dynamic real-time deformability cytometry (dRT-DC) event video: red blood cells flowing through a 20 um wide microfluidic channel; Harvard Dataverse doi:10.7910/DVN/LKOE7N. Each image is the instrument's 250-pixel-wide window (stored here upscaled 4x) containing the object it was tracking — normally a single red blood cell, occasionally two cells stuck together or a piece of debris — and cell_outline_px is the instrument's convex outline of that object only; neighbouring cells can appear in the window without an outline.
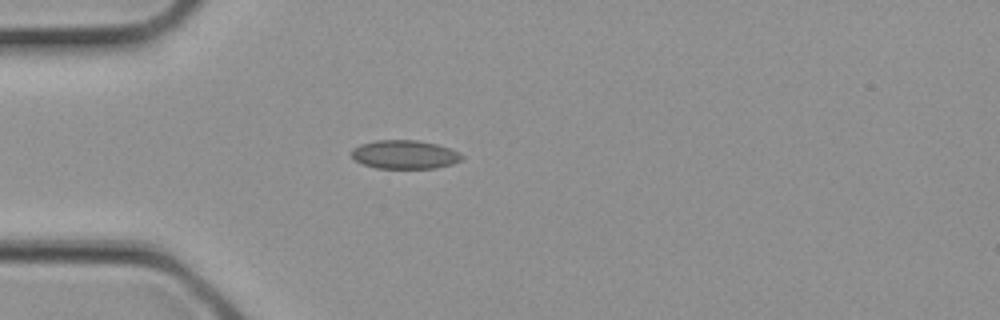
{"species": "common noctule bat (a hibernating species)", "species_latin": "Nyctalus noctula", "temperature_condition": "cold", "stored_images_in_passage": 1, "camera_frame_rate_fps": 3000, "um_per_image_px": 0.085, "animal": {"sex": "female", "body_mass_g": 21.9}, "frame": {"image": 1, "passage_image": 1, "time_ms": 0.0, "image_size_px": [1000, 320], "cell_outline_px": [[464, 156], [460, 160], [452, 164], [436, 168], [376, 168], [364, 164], [356, 160], [352, 156], [352, 148], [360, 144], [376, 140], [416, 140], [436, 144], [460, 152]], "centroid_in_image_um": [34.4, 13.13], "position_along_channel_um": 50.6, "area_um2": 18.32}}